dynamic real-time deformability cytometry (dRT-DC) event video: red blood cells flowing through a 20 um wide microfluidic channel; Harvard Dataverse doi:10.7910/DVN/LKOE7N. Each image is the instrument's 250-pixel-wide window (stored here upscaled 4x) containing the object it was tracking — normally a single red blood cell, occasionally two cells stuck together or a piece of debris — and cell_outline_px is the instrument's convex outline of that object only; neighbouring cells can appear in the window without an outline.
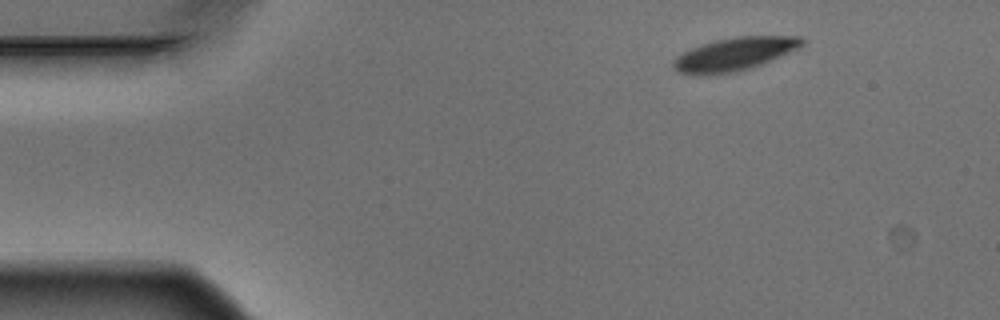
{"species": "Egyptian fruit bat (a non-hibernating species)", "species_latin": "Rousettus aegyptiacus", "temperature_condition": "warm", "stored_images_in_passage": 4, "camera_frame_rate_fps": 3000, "um_per_image_px": 0.085, "animal": {"sex": "male"}, "frame": {"image": 1, "passage_image": 1, "time_ms": 0.0, "image_size_px": [1000, 320], "cell_outline_px": [[804, 44], [788, 52], [752, 68], [732, 72], [700, 76], [676, 72], [672, 68], [672, 60], [676, 56], [692, 48], [716, 40], [736, 36], [800, 36], [804, 40]], "centroid_in_image_um": [62.35, 4.61], "position_along_channel_um": 22.6, "area_um2": 24.68}}